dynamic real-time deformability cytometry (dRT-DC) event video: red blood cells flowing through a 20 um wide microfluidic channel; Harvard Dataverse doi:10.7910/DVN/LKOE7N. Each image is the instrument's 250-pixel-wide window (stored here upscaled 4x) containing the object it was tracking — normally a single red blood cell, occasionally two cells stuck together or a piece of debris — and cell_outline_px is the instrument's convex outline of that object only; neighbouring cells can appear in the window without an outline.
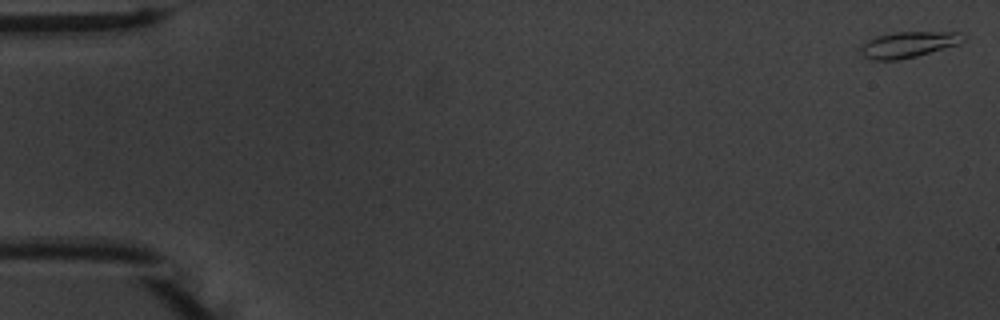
{"species": "common noctule bat (a hibernating species)", "species_latin": "Nyctalus noctula", "temperature_condition": "warm", "stored_images_in_passage": 12, "camera_frame_rate_fps": 3000, "um_per_image_px": 0.085, "animal": {"sex": "male", "body_mass_g": 20.1, "forearm_length_mm": 53.5}, "frame": {"image": 1, "passage_image": 1, "time_ms": 0.0, "image_size_px": [1000, 320], "cell_outline_px": [[968, 36], [960, 44], [916, 56], [896, 60], [872, 60], [864, 56], [860, 52], [860, 44], [876, 36], [896, 32], [960, 32]], "centroid_in_image_um": [77.22, 3.78], "position_along_channel_um": 7.8, "area_um2": 15.61}}